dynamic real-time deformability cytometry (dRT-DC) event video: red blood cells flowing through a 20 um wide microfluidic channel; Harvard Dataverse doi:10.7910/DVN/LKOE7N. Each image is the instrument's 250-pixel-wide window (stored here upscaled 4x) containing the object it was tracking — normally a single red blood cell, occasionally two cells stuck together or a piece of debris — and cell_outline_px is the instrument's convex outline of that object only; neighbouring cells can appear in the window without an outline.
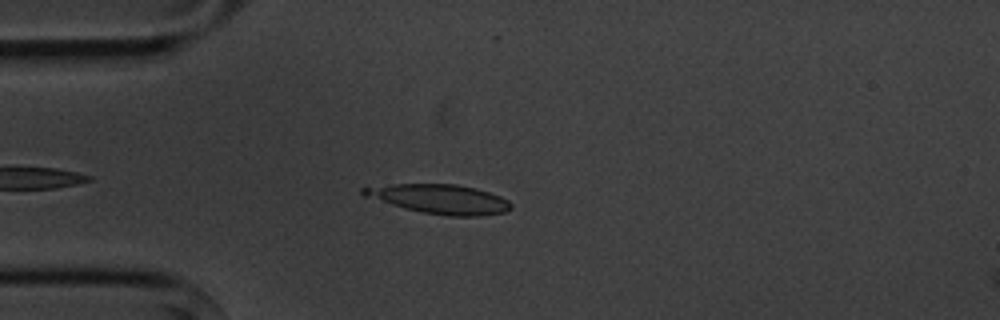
{"species": "common noctule bat (a hibernating species)", "species_latin": "Nyctalus noctula", "temperature_condition": "cold", "stored_images_in_passage": 4, "camera_frame_rate_fps": 3000, "um_per_image_px": 0.085, "animal": {"sex": "male", "body_mass_g": 20.1, "forearm_length_mm": 53.5}, "frame": {"image": 1, "passage_image": 1, "time_ms": 0.0, "image_size_px": [1000, 320], "cell_outline_px": [[512, 208], [504, 212], [480, 216], [448, 216], [424, 212], [404, 208], [364, 196], [360, 192], [360, 188], [392, 184], [456, 184], [476, 188], [500, 196], [508, 200], [512, 204]], "centroid_in_image_um": [37.39, 16.91], "position_along_channel_um": 47.6, "area_um2": 25.09}}
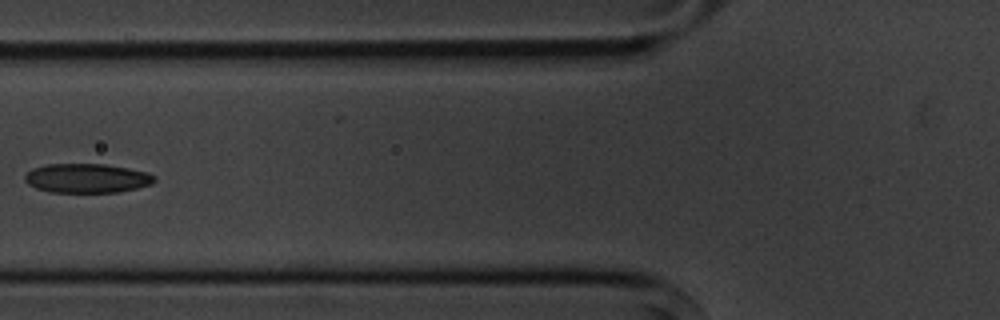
{"frame": {"image": 2, "passage_image": 3, "time_ms": 2.333, "image_size_px": [1000, 320], "cell_outline_px": [[156, 180], [152, 184], [120, 192], [48, 192], [36, 188], [28, 184], [24, 180], [24, 176], [32, 168], [48, 164], [104, 164], [128, 168], [148, 172], [156, 176]], "centroid_in_image_um": [7.4, 15.15], "position_along_channel_um": 118.4, "area_um2": 22.2}}
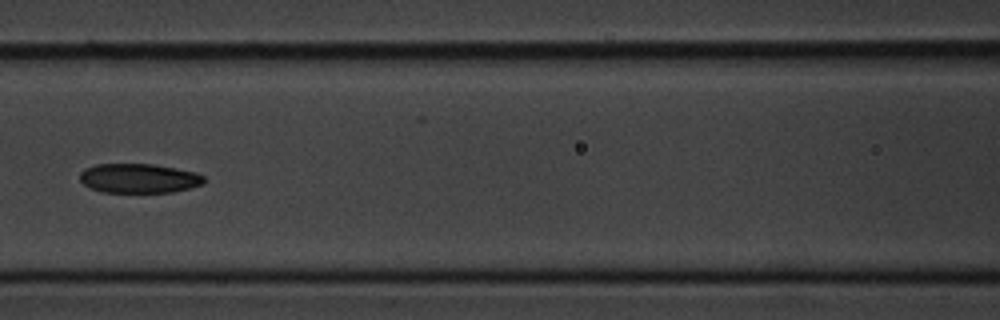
{"frame": {"image": 3, "passage_image": 4, "time_ms": 3.333, "image_size_px": [1000, 320], "cell_outline_px": [[204, 184], [172, 192], [104, 192], [88, 188], [80, 180], [80, 172], [84, 168], [96, 164], [152, 164], [176, 168], [196, 172], [204, 176]], "centroid_in_image_um": [11.79, 15.15], "position_along_channel_um": 154.8, "area_um2": 21.33}}